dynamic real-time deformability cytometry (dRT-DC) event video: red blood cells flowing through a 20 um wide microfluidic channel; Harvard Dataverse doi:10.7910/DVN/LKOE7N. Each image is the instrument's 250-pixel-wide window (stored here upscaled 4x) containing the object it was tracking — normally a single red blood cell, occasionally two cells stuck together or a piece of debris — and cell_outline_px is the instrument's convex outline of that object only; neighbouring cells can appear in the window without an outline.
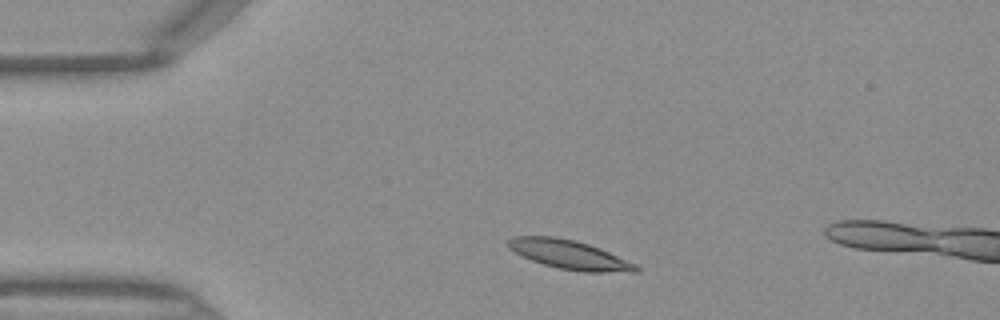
{"species": "Egyptian fruit bat (a non-hibernating species)", "species_latin": "Rousettus aegyptiacus", "temperature_condition": "warm", "stored_images_in_passage": 30, "camera_frame_rate_fps": 3000, "um_per_image_px": 0.085, "frame": {"image": 1, "passage_image": 1, "time_ms": 0.0, "image_size_px": [1000, 320], "cell_outline_px": [[640, 268], [636, 272], [580, 272], [560, 268], [544, 264], [532, 260], [508, 248], [504, 244], [512, 236], [556, 236], [576, 240], [600, 248], [636, 264]], "centroid_in_image_um": [48.38, 21.63], "position_along_channel_um": 36.6, "area_um2": 21.62}}
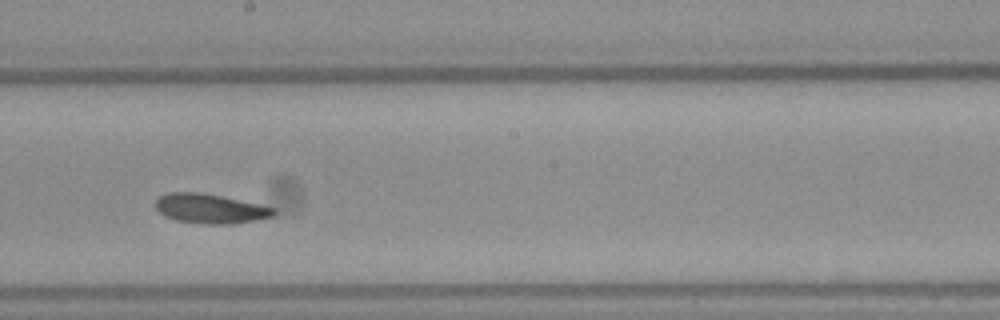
{"frame": {"image": 2, "passage_image": 17, "time_ms": 5.333, "image_size_px": [1000, 320], "cell_outline_px": [[276, 212], [272, 216], [256, 220], [232, 224], [204, 224], [176, 220], [164, 216], [156, 208], [156, 200], [160, 196], [168, 192], [200, 192], [260, 204], [276, 208]], "centroid_in_image_um": [17.87, 17.73], "position_along_channel_um": 230.3, "area_um2": 20.29}}
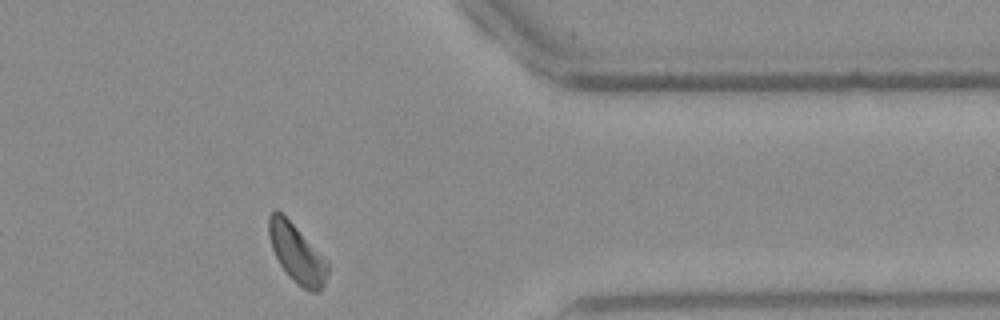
{"frame": {"image": 3, "passage_image": 29, "time_ms": 9.333, "image_size_px": [1000, 320], "cell_outline_px": [[328, 272], [324, 284], [320, 292], [312, 292], [304, 288], [292, 280], [288, 276], [280, 264], [272, 248], [268, 236], [268, 216], [276, 208], [328, 260]], "centroid_in_image_um": [25.23, 21.57], "position_along_channel_um": 386.2, "area_um2": 19.88}}